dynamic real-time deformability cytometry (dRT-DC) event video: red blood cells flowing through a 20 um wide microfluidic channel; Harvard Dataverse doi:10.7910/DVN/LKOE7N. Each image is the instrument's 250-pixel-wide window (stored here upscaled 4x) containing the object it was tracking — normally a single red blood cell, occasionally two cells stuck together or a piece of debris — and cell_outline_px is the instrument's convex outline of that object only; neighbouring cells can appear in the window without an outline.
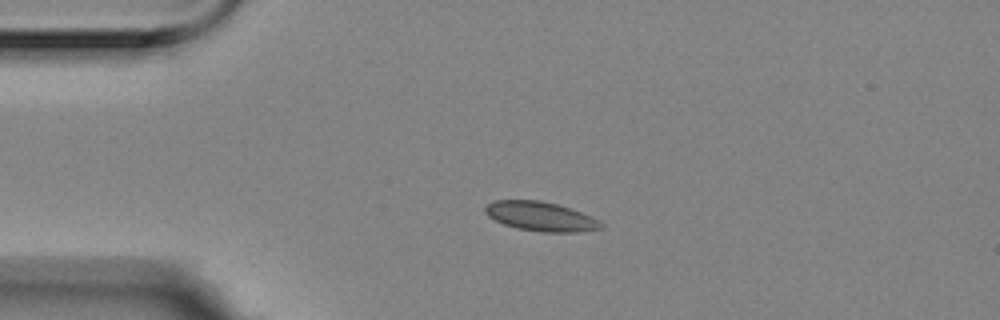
{"species": "Egyptian fruit bat (a non-hibernating species)", "species_latin": "Rousettus aegyptiacus", "temperature_condition": "room temperature", "stored_images_in_passage": 1, "camera_frame_rate_fps": 3000, "um_per_image_px": 0.085, "animal": {"sex": "female"}, "frame": {"image": 1, "passage_image": 1, "time_ms": 0.0, "image_size_px": [1000, 320], "cell_outline_px": [[604, 228], [576, 232], [544, 232], [516, 228], [504, 224], [488, 216], [484, 212], [484, 208], [488, 204], [496, 200], [540, 200], [556, 204], [580, 212], [604, 224]], "centroid_in_image_um": [45.92, 18.4], "position_along_channel_um": 39.1, "area_um2": 19.48}}